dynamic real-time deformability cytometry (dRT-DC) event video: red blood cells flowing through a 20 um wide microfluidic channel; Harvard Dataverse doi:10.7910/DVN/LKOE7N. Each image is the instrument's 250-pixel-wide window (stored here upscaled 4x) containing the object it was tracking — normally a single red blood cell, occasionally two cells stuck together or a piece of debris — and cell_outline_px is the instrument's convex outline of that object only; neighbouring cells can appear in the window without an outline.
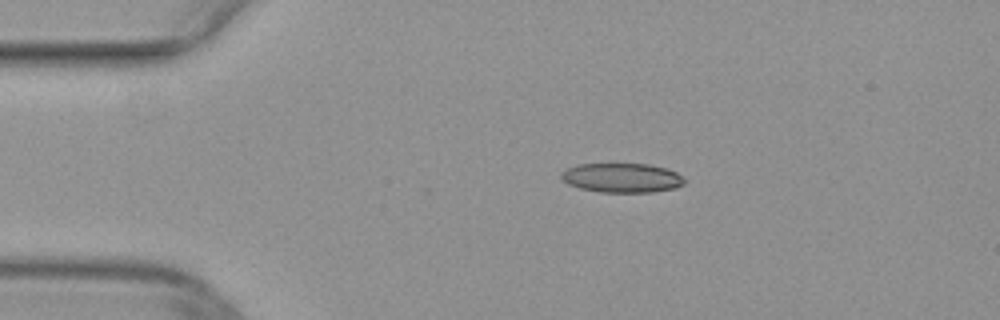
{"species": "common noctule bat (a hibernating species)", "species_latin": "Nyctalus noctula", "temperature_condition": "warm", "stored_images_in_passage": 41, "camera_frame_rate_fps": 3000, "um_per_image_px": 0.085, "animal": {"sex": "female", "body_mass_g": 29.2, "forearm_length_mm": 56.3}, "frame": {"image": 1, "passage_image": 1, "time_ms": 0.0, "image_size_px": [1000, 320], "cell_outline_px": [[688, 180], [684, 184], [676, 188], [652, 192], [600, 192], [580, 188], [568, 184], [560, 176], [560, 172], [568, 168], [580, 164], [648, 164], [668, 168], [684, 176]], "centroid_in_image_um": [52.92, 15.11], "position_along_channel_um": 32.1, "area_um2": 21.27}}
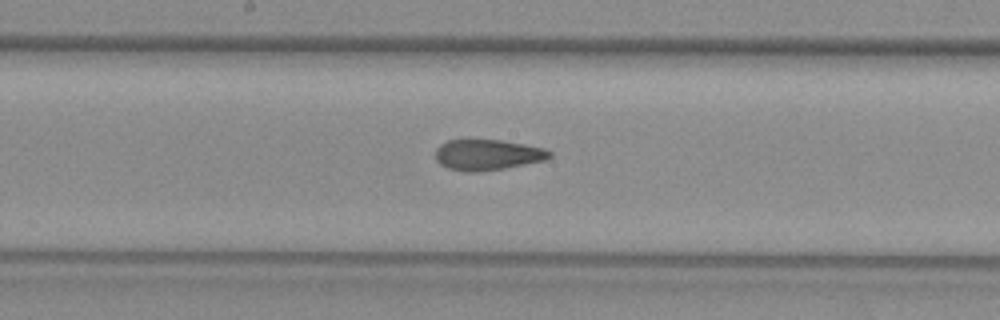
{"frame": {"image": 2, "passage_image": 17, "time_ms": 5.333, "image_size_px": [1000, 320], "cell_outline_px": [[552, 156], [544, 160], [504, 168], [480, 172], [464, 172], [448, 168], [440, 164], [436, 160], [436, 148], [440, 144], [448, 140], [500, 140], [524, 144], [544, 148], [552, 152]], "centroid_in_image_um": [41.42, 13.16], "position_along_channel_um": 206.8, "area_um2": 20.4}}
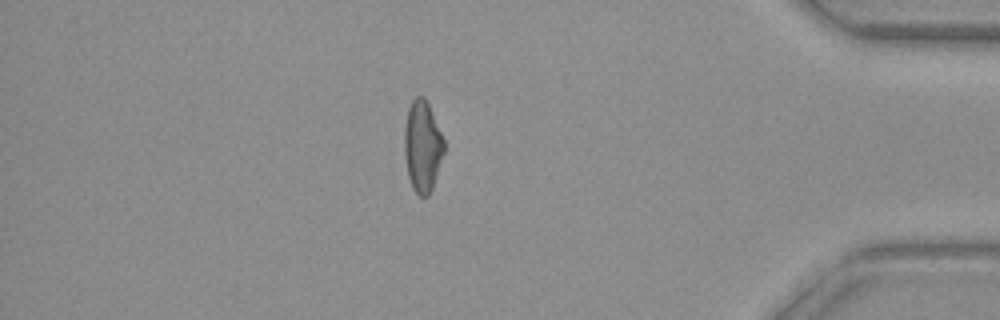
{"frame": {"image": 3, "passage_image": 34, "time_ms": 11.0, "image_size_px": [1000, 320], "cell_outline_px": [[444, 152], [432, 188], [428, 196], [420, 196], [412, 188], [408, 176], [404, 152], [404, 128], [408, 108], [412, 100], [416, 96], [424, 96], [428, 104], [444, 140]], "centroid_in_image_um": [35.89, 12.43], "position_along_channel_um": 399.3, "area_um2": 20.92}}